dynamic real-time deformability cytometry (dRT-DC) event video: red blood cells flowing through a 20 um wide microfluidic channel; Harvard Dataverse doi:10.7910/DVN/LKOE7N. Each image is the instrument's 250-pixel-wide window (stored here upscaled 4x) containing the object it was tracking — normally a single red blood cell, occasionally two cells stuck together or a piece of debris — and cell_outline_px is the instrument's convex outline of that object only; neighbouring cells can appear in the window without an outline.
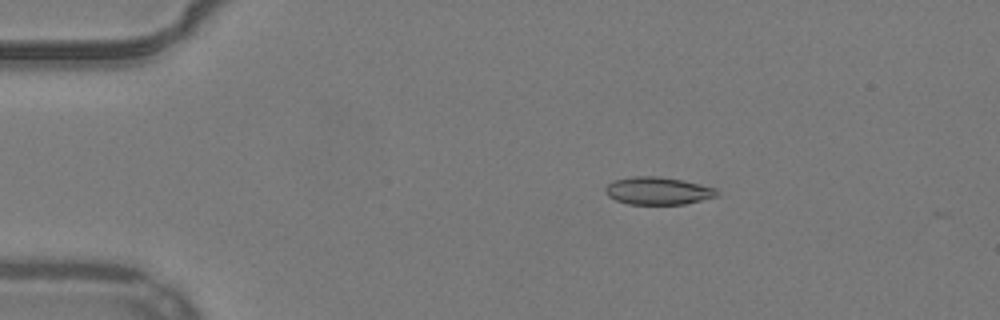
{"species": "common noctule bat (a hibernating species)", "species_latin": "Nyctalus noctula", "temperature_condition": "warm", "stored_images_in_passage": 42, "camera_frame_rate_fps": 3000, "um_per_image_px": 0.085, "animal": {"sex": "male", "body_mass_g": 19.2, "forearm_length_mm": 51.8}, "frame": {"image": 1, "passage_image": 1, "time_ms": 0.0, "image_size_px": [1000, 320], "cell_outline_px": [[720, 196], [684, 204], [628, 204], [616, 200], [608, 196], [604, 192], [604, 188], [608, 184], [616, 180], [632, 176], [660, 176], [700, 184], [716, 188], [720, 192]], "centroid_in_image_um": [55.95, 16.22], "position_along_channel_um": 29.1, "area_um2": 18.03}}
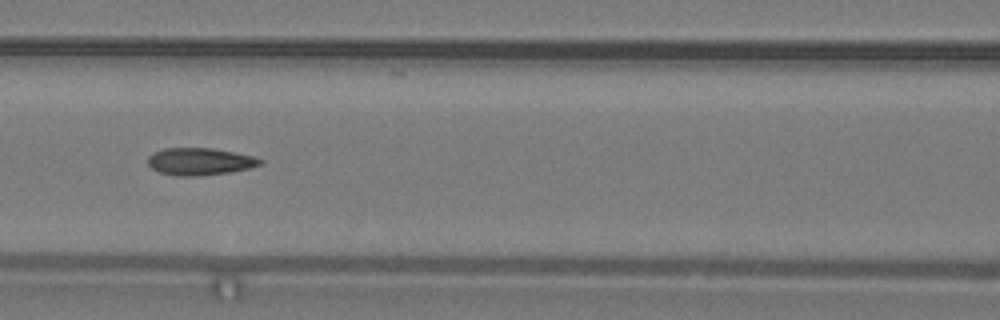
{"frame": {"image": 2, "passage_image": 15, "time_ms": 4.667, "image_size_px": [1000, 320], "cell_outline_px": [[264, 160], [260, 164], [248, 168], [228, 172], [200, 176], [180, 176], [160, 172], [152, 168], [148, 164], [148, 156], [152, 152], [164, 148], [212, 148], [252, 156]], "centroid_in_image_um": [16.94, 13.72], "position_along_channel_um": 149.7, "area_um2": 17.63}}
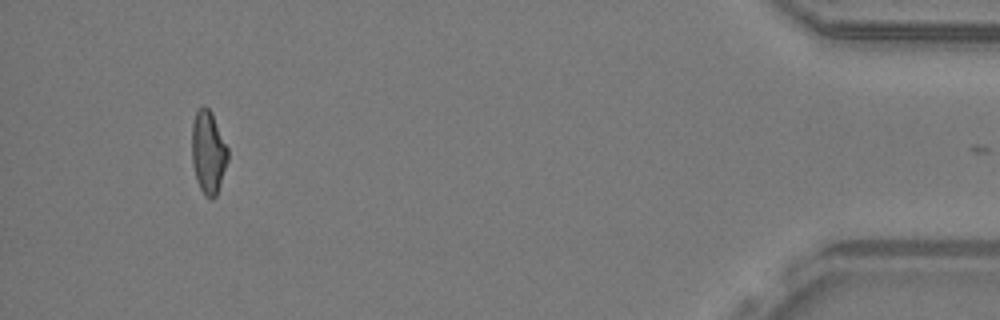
{"frame": {"image": 3, "passage_image": 41, "time_ms": 13.333, "image_size_px": [1000, 320], "cell_outline_px": [[228, 160], [216, 196], [212, 200], [204, 196], [196, 180], [192, 164], [192, 124], [196, 108], [204, 104], [212, 112], [228, 148]], "centroid_in_image_um": [17.69, 12.92], "position_along_channel_um": 417.5, "area_um2": 17.69}, "authors_computed_cell_mechanics": {"area_um2": 17.7157, "velocity_mm_per_s": 3.9184, "shape_relaxation_time_tau1_ms": null, "shape_relaxation_time_tau2_ms": 1.9864, "deformation_change_tau1": null, "deformation_change_tau2": 0.0768}}